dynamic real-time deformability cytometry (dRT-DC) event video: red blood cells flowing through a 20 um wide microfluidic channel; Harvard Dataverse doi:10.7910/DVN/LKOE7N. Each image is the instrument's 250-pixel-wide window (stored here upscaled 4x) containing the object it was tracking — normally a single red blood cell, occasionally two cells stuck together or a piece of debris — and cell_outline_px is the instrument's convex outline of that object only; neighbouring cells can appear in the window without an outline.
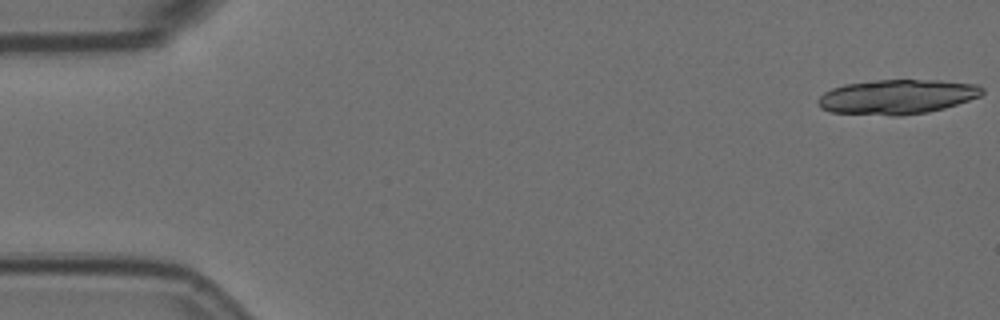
{"species": "Egyptian fruit bat (a non-hibernating species)", "species_latin": "Rousettus aegyptiacus", "temperature_condition": "room temperature", "stored_images_in_passage": 6, "camera_frame_rate_fps": 3000, "um_per_image_px": 0.085, "animal": {"sex": "female"}, "frame": {"image": 1, "passage_image": 1, "time_ms": 0.0, "image_size_px": [1000, 320], "cell_outline_px": [[984, 92], [980, 96], [944, 108], [928, 112], [900, 116], [892, 116], [832, 112], [820, 108], [816, 104], [816, 100], [824, 92], [832, 88], [844, 84], [876, 80], [940, 80], [976, 84], [984, 88]], "centroid_in_image_um": [76.22, 8.23], "position_along_channel_um": 8.8, "area_um2": 33.29}}
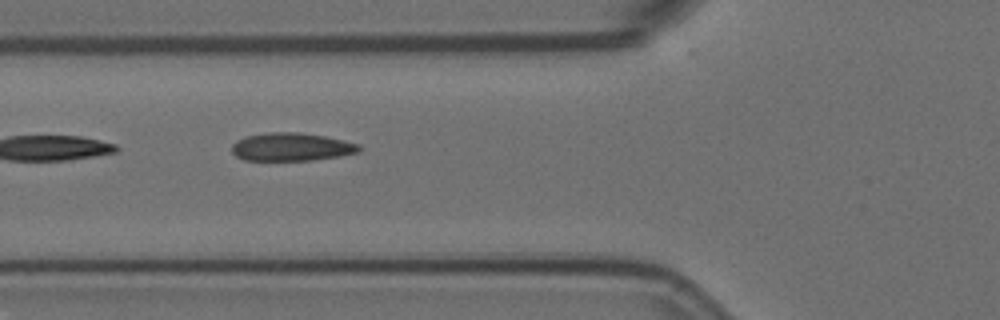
{"frame": {"image": 2, "passage_image": 6, "time_ms": 1.667, "image_size_px": [1000, 320], "cell_outline_px": [[364, 148], [360, 152], [340, 156], [312, 160], [244, 160], [236, 156], [232, 152], [232, 144], [236, 140], [244, 136], [268, 132], [300, 132], [324, 136], [344, 140], [360, 144]], "centroid_in_image_um": [24.8, 12.48], "position_along_channel_um": 101.0, "area_um2": 21.1}}